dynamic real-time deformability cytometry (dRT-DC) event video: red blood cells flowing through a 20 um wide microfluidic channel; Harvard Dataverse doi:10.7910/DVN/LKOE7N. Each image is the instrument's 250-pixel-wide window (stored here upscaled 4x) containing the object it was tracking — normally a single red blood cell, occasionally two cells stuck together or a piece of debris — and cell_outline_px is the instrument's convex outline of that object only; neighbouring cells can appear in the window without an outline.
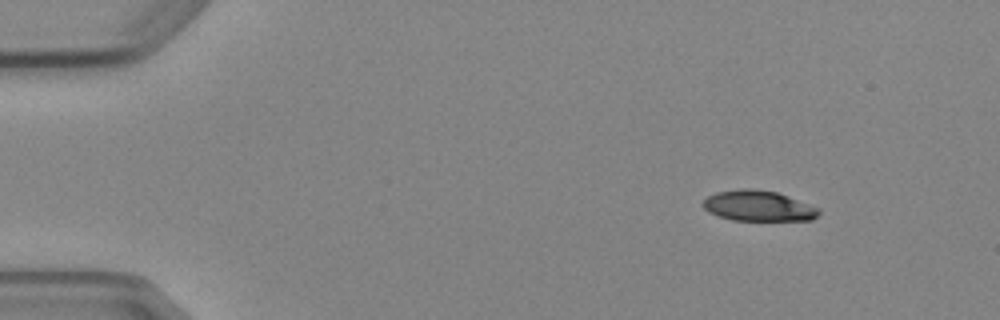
{"species": "Egyptian fruit bat (a non-hibernating species)", "species_latin": "Rousettus aegyptiacus", "temperature_condition": "cold", "stored_images_in_passage": 5, "camera_frame_rate_fps": 3000, "um_per_image_px": 0.085, "animal": {"sex": "female"}, "frame": {"image": 1, "passage_image": 1, "time_ms": 0.0, "image_size_px": [1000, 320], "cell_outline_px": [[820, 212], [812, 220], [732, 220], [708, 212], [704, 208], [704, 200], [708, 196], [716, 192], [740, 188], [752, 188], [776, 192], [788, 196], [820, 208]], "centroid_in_image_um": [64.46, 17.49], "position_along_channel_um": 20.5, "area_um2": 20.52}}
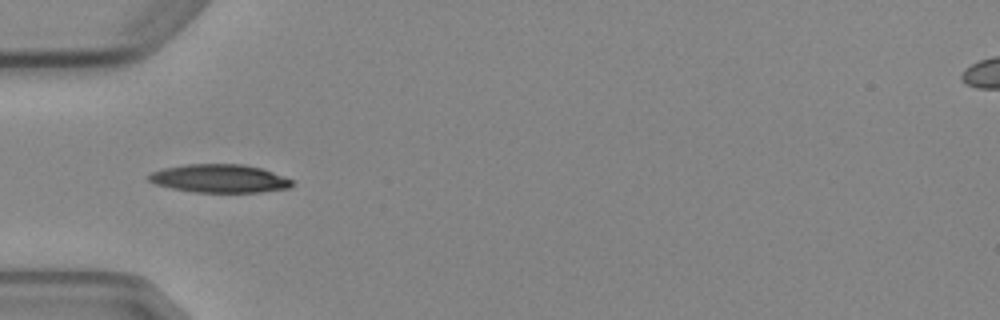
{"frame": {"image": 2, "passage_image": 4, "time_ms": 3.667, "image_size_px": [1000, 320], "cell_outline_px": [[292, 184], [288, 188], [260, 192], [196, 192], [172, 188], [156, 184], [148, 180], [148, 176], [152, 172], [164, 168], [184, 164], [244, 164], [260, 168], [284, 176], [292, 180]], "centroid_in_image_um": [18.65, 15.17], "position_along_channel_um": 66.4, "area_um2": 23.41}}
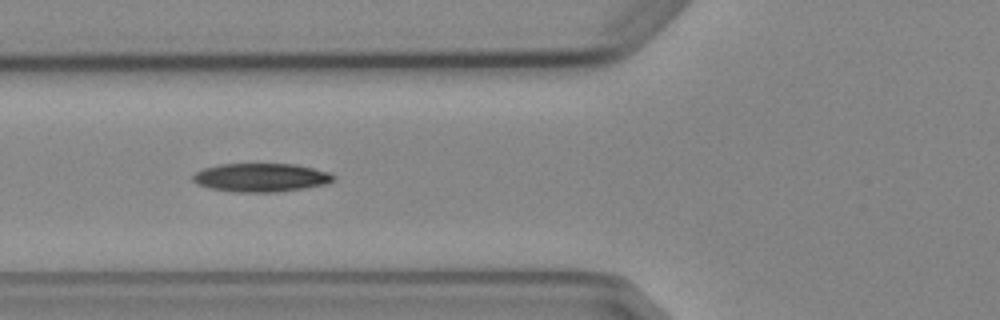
{"frame": {"image": 3, "passage_image": 5, "time_ms": 4.667, "image_size_px": [1000, 320], "cell_outline_px": [[336, 176], [328, 184], [280, 192], [232, 192], [208, 188], [196, 184], [192, 180], [192, 176], [196, 172], [204, 168], [220, 164], [296, 164], [328, 172]], "centroid_in_image_um": [22.16, 15.1], "position_along_channel_um": 103.6, "area_um2": 23.52}}